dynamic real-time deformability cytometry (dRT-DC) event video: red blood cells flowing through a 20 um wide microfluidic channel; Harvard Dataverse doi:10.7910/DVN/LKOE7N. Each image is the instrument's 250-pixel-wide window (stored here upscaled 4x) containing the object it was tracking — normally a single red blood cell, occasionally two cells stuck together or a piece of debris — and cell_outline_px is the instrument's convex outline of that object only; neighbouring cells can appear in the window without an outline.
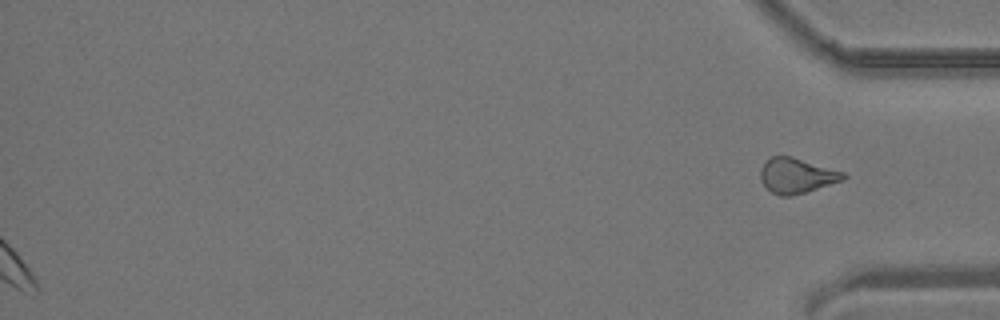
{"species": "common noctule bat (a hibernating species)", "species_latin": "Nyctalus noctula", "temperature_condition": "room temperature", "stored_images_in_passage": 39, "segment_of_instrument_passage": [2, 2], "camera_frame_rate_fps": 3000, "um_per_image_px": 0.085, "animal": {"sex": "male", "body_mass_g": 19.2, "forearm_length_mm": 51.8}, "frame": {"image": 1, "passage_image": 39, "time_ms": 12.667, "image_size_px": [1000, 320], "cell_outline_px": [[848, 176], [844, 180], [792, 196], [780, 196], [772, 192], [760, 180], [760, 168], [772, 156], [792, 156], [844, 172]], "centroid_in_image_um": [67.73, 14.93], "position_along_channel_um": 367.5, "area_um2": 16.88}}